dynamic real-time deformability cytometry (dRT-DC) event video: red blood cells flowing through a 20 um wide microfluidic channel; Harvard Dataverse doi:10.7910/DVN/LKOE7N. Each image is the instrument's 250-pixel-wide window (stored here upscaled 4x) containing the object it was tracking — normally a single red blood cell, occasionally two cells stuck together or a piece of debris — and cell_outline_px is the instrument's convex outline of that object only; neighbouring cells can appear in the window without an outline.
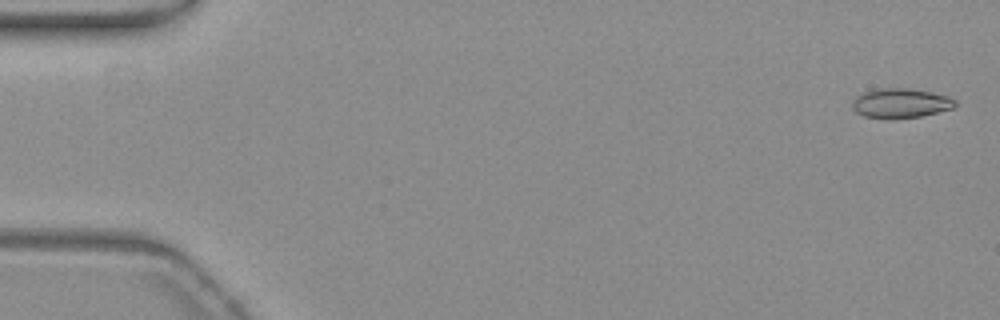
{"species": "common noctule bat (a hibernating species)", "species_latin": "Nyctalus noctula", "temperature_condition": "warm", "stored_images_in_passage": 11, "camera_frame_rate_fps": 3000, "um_per_image_px": 0.085, "animal": {"sex": "female", "body_mass_g": 19.3, "forearm_length_mm": 54.1}, "frame": {"image": 1, "passage_image": 2, "time_ms": 0.333, "image_size_px": [1000, 320], "cell_outline_px": [[956, 104], [952, 108], [920, 116], [892, 120], [888, 120], [864, 116], [856, 112], [852, 108], [852, 104], [856, 96], [864, 92], [884, 88], [908, 88], [932, 92], [948, 96], [956, 100]], "centroid_in_image_um": [76.53, 8.79], "position_along_channel_um": 8.5, "area_um2": 17.8}}